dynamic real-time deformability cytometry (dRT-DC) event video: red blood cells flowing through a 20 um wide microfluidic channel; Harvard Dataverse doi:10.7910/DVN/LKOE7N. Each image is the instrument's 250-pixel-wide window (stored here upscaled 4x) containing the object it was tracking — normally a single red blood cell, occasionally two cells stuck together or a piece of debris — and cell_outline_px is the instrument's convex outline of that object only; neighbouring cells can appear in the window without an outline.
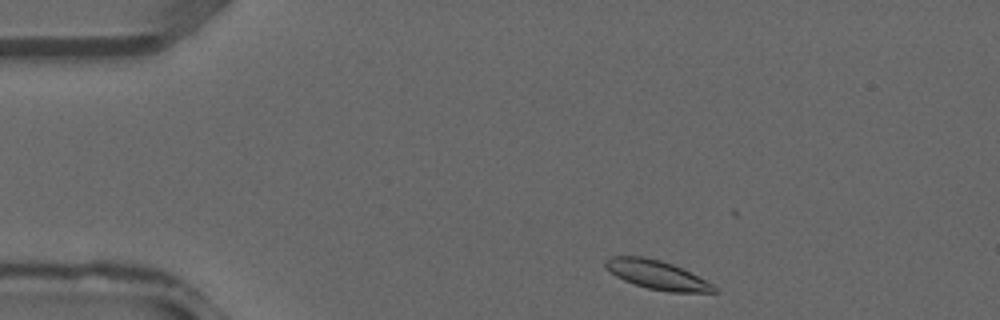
{"species": "common noctule bat (a hibernating species)", "species_latin": "Nyctalus noctula", "temperature_condition": "warm", "stored_images_in_passage": 33, "camera_frame_rate_fps": 3000, "um_per_image_px": 0.085, "animal": {"sex": "male", "forearm_length_mm": 52.5}, "frame": {"image": 1, "passage_image": 1, "time_ms": 0.0, "image_size_px": [1000, 320], "cell_outline_px": [[716, 292], [668, 292], [648, 288], [624, 280], [616, 276], [604, 268], [604, 260], [612, 256], [644, 256], [660, 260], [672, 264], [712, 284], [716, 288]], "centroid_in_image_um": [55.76, 23.35], "position_along_channel_um": 29.2, "area_um2": 17.98}}
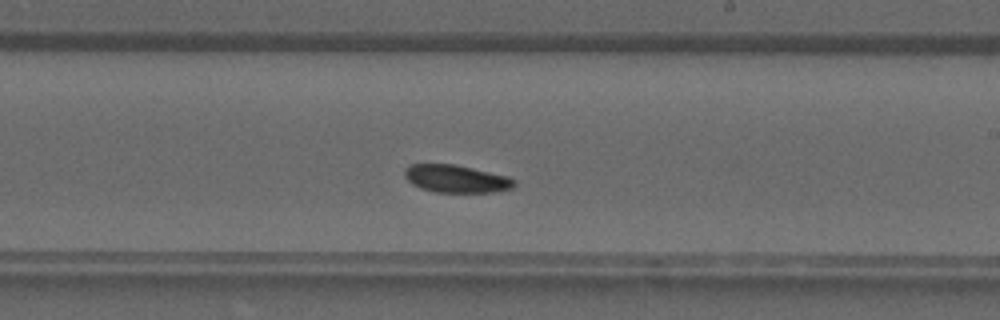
{"frame": {"image": 2, "passage_image": 17, "time_ms": 5.333, "image_size_px": [1000, 320], "cell_outline_px": [[516, 184], [512, 188], [496, 192], [436, 192], [420, 188], [412, 184], [404, 176], [404, 168], [412, 164], [452, 164], [472, 168], [508, 176], [516, 180]], "centroid_in_image_um": [38.78, 15.2], "position_along_channel_um": 250.2, "area_um2": 17.69}}
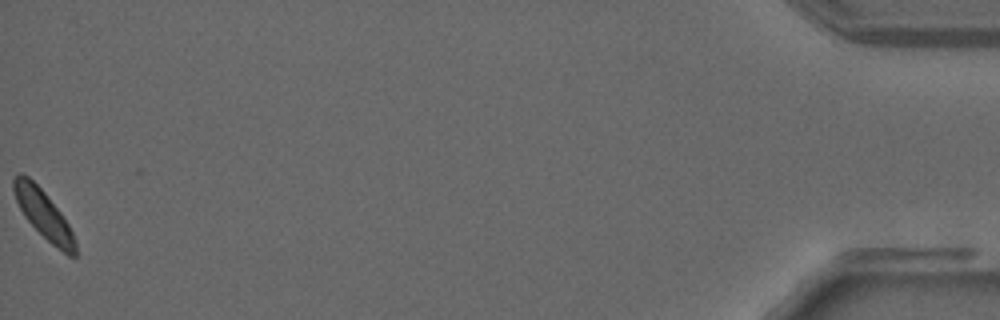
{"frame": {"image": 3, "passage_image": 33, "time_ms": 10.667, "image_size_px": [1000, 320], "cell_outline_px": [[76, 256], [68, 256], [52, 244], [24, 216], [16, 200], [12, 188], [12, 180], [20, 172], [28, 176], [44, 192], [60, 212], [68, 224], [72, 232], [76, 244]], "centroid_in_image_um": [3.69, 18.2], "position_along_channel_um": 431.5, "area_um2": 16.94}}